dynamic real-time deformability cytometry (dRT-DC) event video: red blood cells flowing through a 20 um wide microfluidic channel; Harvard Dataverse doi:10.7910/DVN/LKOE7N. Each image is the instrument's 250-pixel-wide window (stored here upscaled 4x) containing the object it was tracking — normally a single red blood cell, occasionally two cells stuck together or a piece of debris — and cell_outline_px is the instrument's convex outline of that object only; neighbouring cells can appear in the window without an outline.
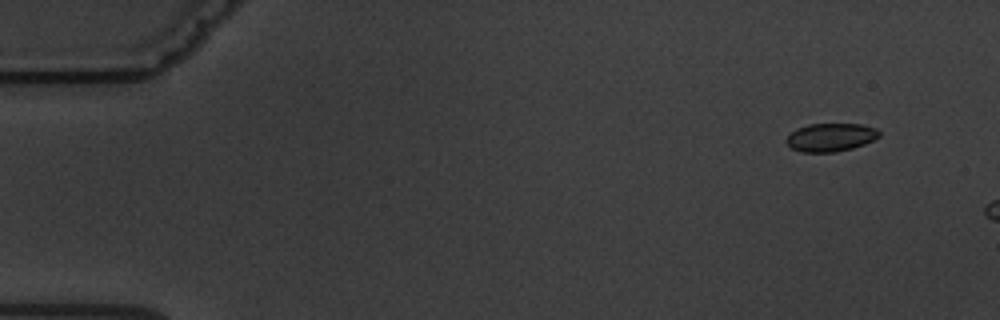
{"species": "common noctule bat (a hibernating species)", "species_latin": "Nyctalus noctula", "temperature_condition": "warm", "stored_images_in_passage": 3, "camera_frame_rate_fps": 3000, "um_per_image_px": 0.085, "animal": {"sex": "male", "body_mass_g": 19.5, "forearm_length_mm": 54.6}, "frame": {"image": 1, "passage_image": 2, "time_ms": 1.333, "image_size_px": [1000, 320], "cell_outline_px": [[880, 136], [864, 144], [852, 148], [836, 152], [800, 152], [792, 148], [784, 140], [796, 128], [808, 124], [860, 124], [876, 128], [880, 132]], "centroid_in_image_um": [70.59, 11.67], "position_along_channel_um": 14.4, "area_um2": 15.26}}